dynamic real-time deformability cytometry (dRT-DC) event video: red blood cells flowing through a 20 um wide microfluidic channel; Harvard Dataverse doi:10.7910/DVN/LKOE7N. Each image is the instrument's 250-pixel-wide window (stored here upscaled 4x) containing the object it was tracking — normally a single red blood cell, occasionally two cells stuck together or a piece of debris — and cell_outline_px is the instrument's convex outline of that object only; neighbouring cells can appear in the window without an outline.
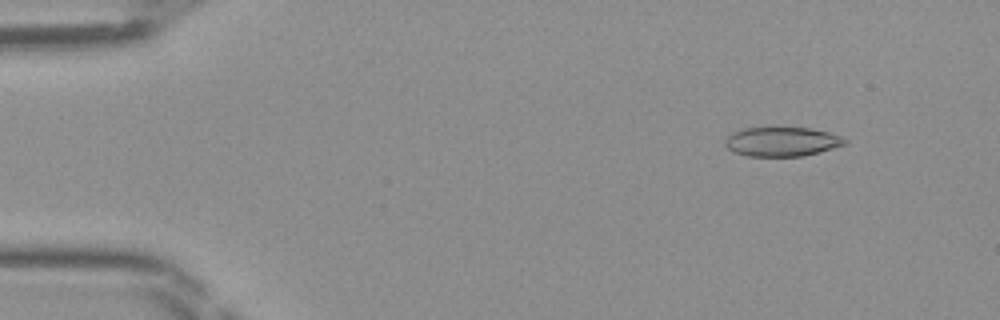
{"species": "Egyptian fruit bat (a non-hibernating species)", "species_latin": "Rousettus aegyptiacus", "temperature_condition": "room temperature", "stored_images_in_passage": 47, "camera_frame_rate_fps": 3000, "um_per_image_px": 0.085, "frame": {"image": 1, "passage_image": 5, "time_ms": 1.333, "image_size_px": [1000, 320], "cell_outline_px": [[848, 144], [820, 152], [804, 156], [748, 156], [732, 152], [724, 144], [724, 140], [732, 132], [744, 128], [812, 128], [828, 132], [840, 136], [848, 140]], "centroid_in_image_um": [66.47, 12.05], "position_along_channel_um": 18.5, "area_um2": 20.58}}
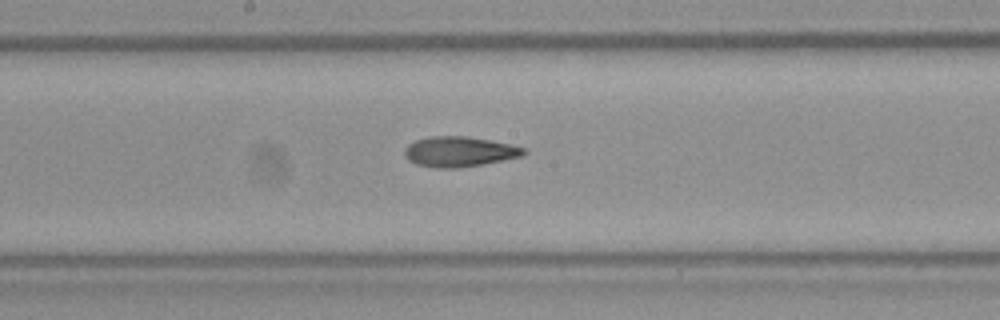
{"frame": {"image": 2, "passage_image": 25, "time_ms": 8.0, "image_size_px": [1000, 320], "cell_outline_px": [[528, 152], [524, 156], [484, 164], [456, 168], [436, 168], [416, 164], [408, 160], [404, 156], [404, 148], [408, 144], [416, 140], [428, 136], [468, 136], [492, 140], [512, 144], [528, 148]], "centroid_in_image_um": [39.09, 12.88], "position_along_channel_um": 209.1, "area_um2": 21.44}}
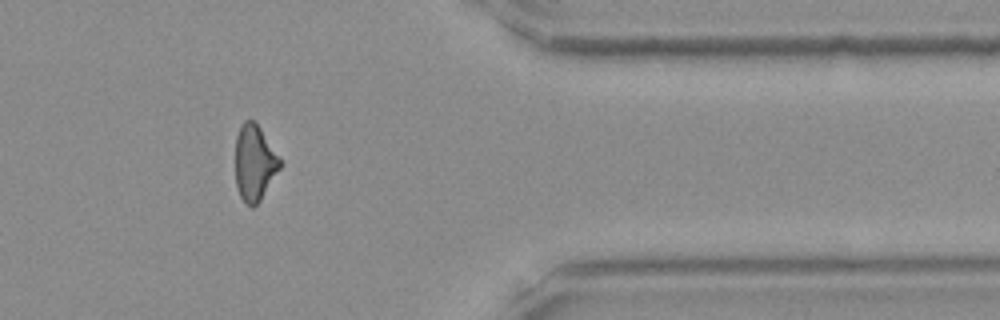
{"frame": {"image": 3, "passage_image": 39, "time_ms": 12.667, "image_size_px": [1000, 320], "cell_outline_px": [[284, 164], [260, 200], [252, 208], [240, 196], [236, 188], [236, 136], [240, 124], [244, 120], [252, 120], [260, 128]], "centroid_in_image_um": [21.64, 13.84], "position_along_channel_um": 389.8, "area_um2": 19.71}}